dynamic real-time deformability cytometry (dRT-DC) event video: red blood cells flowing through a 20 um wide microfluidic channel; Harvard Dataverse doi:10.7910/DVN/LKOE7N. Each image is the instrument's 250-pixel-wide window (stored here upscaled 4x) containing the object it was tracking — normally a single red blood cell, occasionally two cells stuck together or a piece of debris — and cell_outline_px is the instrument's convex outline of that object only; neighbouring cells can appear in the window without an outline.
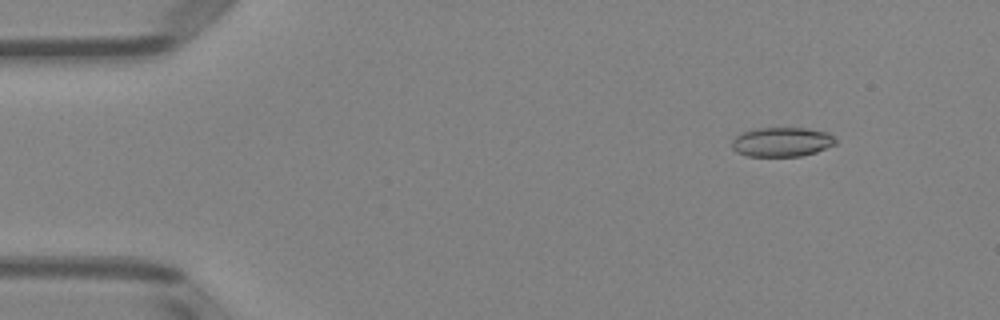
{"species": "Egyptian fruit bat (a non-hibernating species)", "species_latin": "Rousettus aegyptiacus", "temperature_condition": "room temperature", "stored_images_in_passage": 6, "camera_frame_rate_fps": 3000, "um_per_image_px": 0.085, "animal": {"sex": "female"}, "frame": {"image": 1, "passage_image": 2, "time_ms": 1.0, "image_size_px": [1000, 320], "cell_outline_px": [[836, 144], [816, 152], [800, 156], [748, 156], [736, 152], [732, 148], [732, 140], [736, 136], [744, 132], [756, 128], [808, 128], [828, 132], [836, 140]], "centroid_in_image_um": [66.46, 12.06], "position_along_channel_um": 18.5, "area_um2": 17.74}}
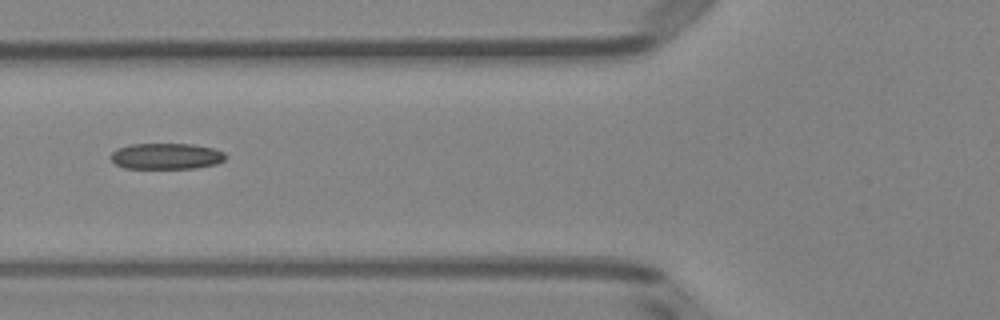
{"frame": {"image": 2, "passage_image": 6, "time_ms": 5.667, "image_size_px": [1000, 320], "cell_outline_px": [[228, 156], [224, 160], [216, 164], [196, 168], [124, 168], [116, 164], [112, 160], [112, 152], [116, 148], [132, 144], [192, 144], [212, 148], [224, 152]], "centroid_in_image_um": [14.16, 13.27], "position_along_channel_um": 111.6, "area_um2": 17.4}}